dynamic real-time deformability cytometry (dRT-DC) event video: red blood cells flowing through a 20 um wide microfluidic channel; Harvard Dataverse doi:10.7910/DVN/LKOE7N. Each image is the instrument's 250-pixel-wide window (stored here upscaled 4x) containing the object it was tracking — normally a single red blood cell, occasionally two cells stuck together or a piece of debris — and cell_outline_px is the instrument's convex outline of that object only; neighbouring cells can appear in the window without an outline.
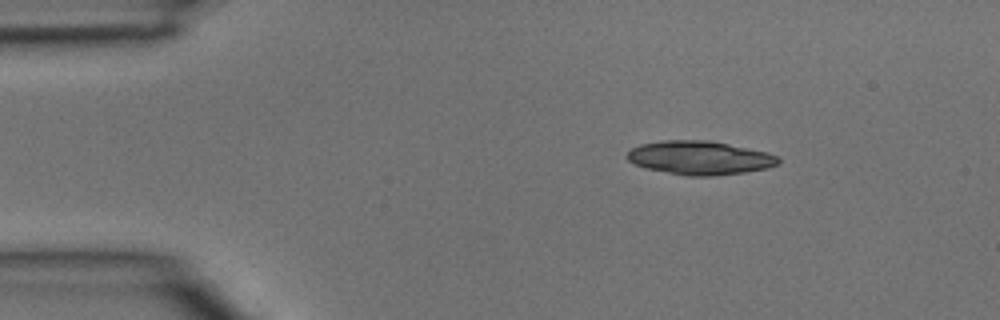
{"species": "common noctule bat (a hibernating species)", "species_latin": "Nyctalus noctula", "temperature_condition": "room temperature", "stored_images_in_passage": 2, "camera_frame_rate_fps": 3000, "um_per_image_px": 0.085, "animal": {"sex": "male", "body_mass_g": 15.6}, "frame": {"image": 1, "passage_image": 1, "time_ms": 0.0, "image_size_px": [1000, 320], "cell_outline_px": [[780, 164], [768, 168], [744, 172], [716, 176], [684, 176], [644, 168], [628, 160], [628, 152], [632, 148], [640, 144], [664, 140], [712, 140], [768, 152], [776, 156], [780, 160]], "centroid_in_image_um": [59.5, 13.41], "position_along_channel_um": 25.5, "area_um2": 29.94}}